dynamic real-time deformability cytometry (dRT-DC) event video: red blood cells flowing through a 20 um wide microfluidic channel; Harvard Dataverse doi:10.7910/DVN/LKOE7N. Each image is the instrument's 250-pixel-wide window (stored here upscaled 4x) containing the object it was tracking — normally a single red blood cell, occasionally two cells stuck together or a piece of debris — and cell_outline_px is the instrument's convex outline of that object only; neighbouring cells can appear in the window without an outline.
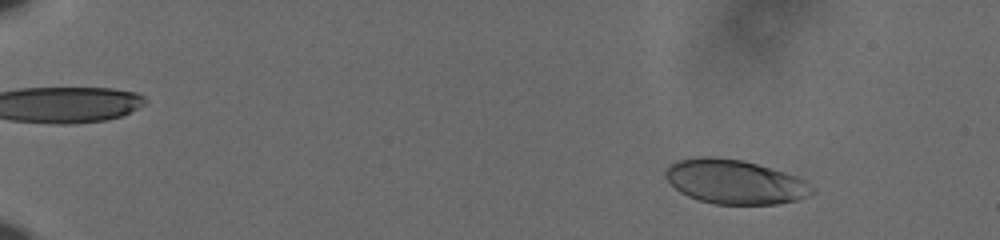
{"species": "human", "species_latin": "Homo sapiens", "temperature_condition": "cold", "stored_images_in_passage": 59, "camera_frame_rate_fps": 3000, "um_per_image_px": 0.085, "donor": {"sex": "male"}, "frame": {"image": 1, "passage_image": 8, "time_ms": 2.333, "image_size_px": [1000, 240], "cell_outline_px": [[816, 192], [808, 196], [796, 200], [776, 204], [712, 204], [688, 196], [680, 192], [664, 176], [664, 172], [676, 160], [692, 156], [716, 156], [744, 160], [784, 172], [796, 176], [804, 180]], "centroid_in_image_um": [62.44, 15.44], "position_along_channel_um": 22.6, "area_um2": 37.92}}
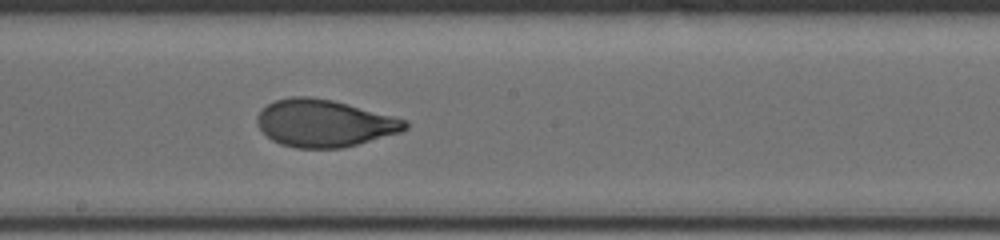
{"frame": {"image": 2, "passage_image": 36, "time_ms": 11.667, "image_size_px": [1000, 240], "cell_outline_px": [[408, 128], [400, 132], [356, 144], [340, 148], [296, 148], [280, 144], [272, 140], [256, 124], [256, 116], [268, 104], [276, 100], [292, 96], [312, 96], [332, 100], [348, 104], [408, 120]], "centroid_in_image_um": [27.55, 10.47], "position_along_channel_um": 220.7, "area_um2": 40.52}}
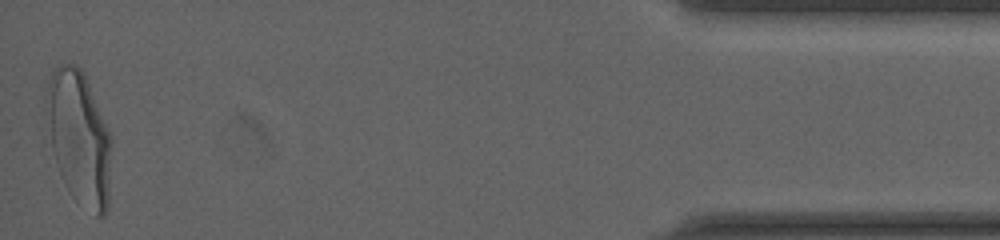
{"frame": {"image": 3, "passage_image": 59, "time_ms": 19.333, "image_size_px": [1000, 240], "cell_outline_px": [[112, 140], [108, 208], [104, 216], [96, 216], [72, 196], [68, 192], [60, 176], [56, 164], [52, 148], [44, 100], [48, 84], [52, 72], [60, 64], [76, 64], [84, 72], [112, 136]], "centroid_in_image_um": [6.74, 11.71], "position_along_channel_um": 428.5, "area_um2": 50.98}, "authors_computed_cell_mechanics": {"area_um2": 40.171, "velocity_mm_per_s": 3.6336, "shape_relaxation_time_tau1_ms": 4.4203, "shape_relaxation_time_tau2_ms": 0.7592, "deformation_change_tau1": 0.1872, "deformation_change_tau2": 0.0541}}